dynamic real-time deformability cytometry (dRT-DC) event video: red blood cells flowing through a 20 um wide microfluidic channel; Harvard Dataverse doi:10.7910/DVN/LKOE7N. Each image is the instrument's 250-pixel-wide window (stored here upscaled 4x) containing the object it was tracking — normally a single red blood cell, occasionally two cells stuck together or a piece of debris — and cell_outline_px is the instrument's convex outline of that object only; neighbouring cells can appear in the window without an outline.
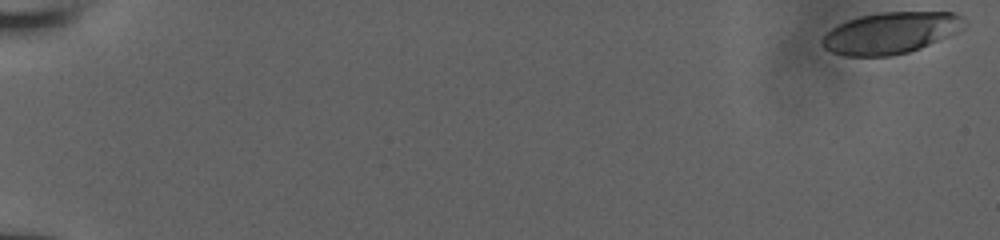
{"species": "human", "species_latin": "Homo sapiens", "temperature_condition": "room temperature", "stored_images_in_passage": 53, "camera_frame_rate_fps": 3000, "um_per_image_px": 0.085, "donor": {"sex": "male"}, "frame": {"image": 1, "passage_image": 1, "time_ms": 0.0, "image_size_px": [1000, 240], "cell_outline_px": [[968, 24], [964, 28], [956, 32], [920, 48], [908, 52], [888, 56], [844, 56], [832, 52], [824, 48], [820, 44], [820, 40], [832, 28], [848, 20], [860, 16], [880, 12], [956, 12], [964, 16]], "centroid_in_image_um": [75.73, 2.79], "position_along_channel_um": 9.3, "area_um2": 34.45}}
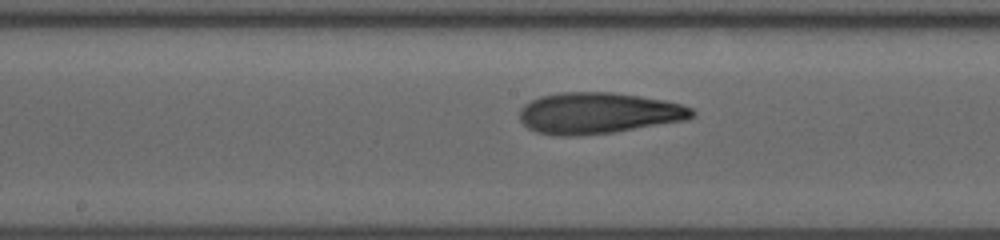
{"frame": {"image": 2, "passage_image": 30, "time_ms": 9.667, "image_size_px": [1000, 240], "cell_outline_px": [[696, 112], [688, 120], [612, 132], [580, 136], [556, 136], [536, 132], [528, 128], [520, 120], [520, 108], [524, 104], [540, 96], [560, 92], [612, 92], [640, 96], [664, 100], [680, 104], [692, 108]], "centroid_in_image_um": [50.84, 9.62], "position_along_channel_um": 197.4, "area_um2": 41.56}}
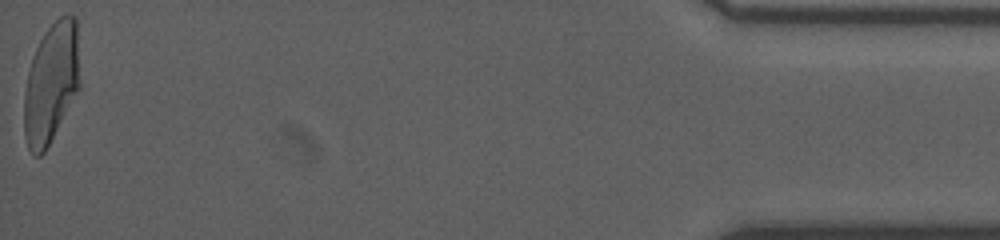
{"frame": {"image": 3, "passage_image": 53, "time_ms": 17.333, "image_size_px": [1000, 240], "cell_outline_px": [[80, 88], [44, 152], [40, 156], [36, 156], [28, 148], [24, 136], [24, 92], [28, 72], [32, 56], [44, 32], [60, 16], [68, 12], [76, 16], [80, 84]], "centroid_in_image_um": [4.35, 7.03], "position_along_channel_um": 430.8, "area_um2": 39.19}}